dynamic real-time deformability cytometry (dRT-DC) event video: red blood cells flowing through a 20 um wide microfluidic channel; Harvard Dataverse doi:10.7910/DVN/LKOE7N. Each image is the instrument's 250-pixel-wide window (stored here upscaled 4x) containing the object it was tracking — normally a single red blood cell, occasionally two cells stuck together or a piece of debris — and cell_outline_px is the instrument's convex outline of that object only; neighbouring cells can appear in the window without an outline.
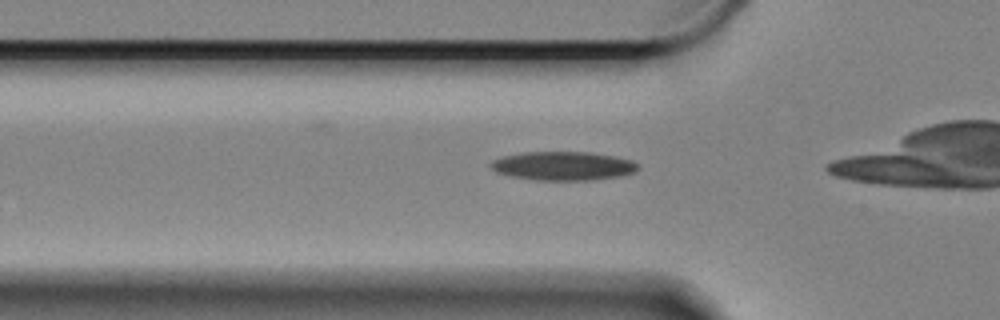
{"species": "Egyptian fruit bat (a non-hibernating species)", "species_latin": "Rousettus aegyptiacus", "temperature_condition": "cold", "stored_images_in_passage": 30, "camera_frame_rate_fps": 3000, "um_per_image_px": 0.085, "animal": {"sex": "female"}, "frame": {"image": 1, "passage_image": 2, "time_ms": 0.333, "image_size_px": [1000, 320], "cell_outline_px": [[640, 168], [636, 172], [620, 176], [592, 180], [536, 180], [512, 176], [496, 172], [488, 164], [492, 160], [504, 156], [524, 152], [588, 152], [612, 156], [632, 160], [640, 164]], "centroid_in_image_um": [47.9, 14.1], "position_along_channel_um": 77.9, "area_um2": 24.74}}
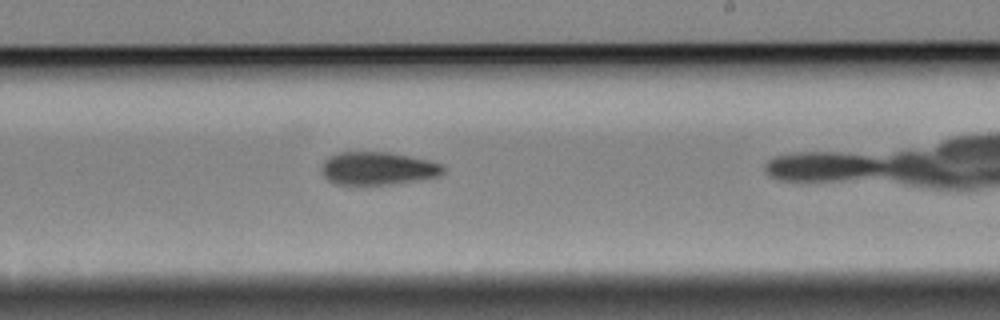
{"frame": {"image": 2, "passage_image": 18, "time_ms": 5.667, "image_size_px": [1000, 320], "cell_outline_px": [[444, 172], [440, 176], [392, 184], [336, 184], [328, 180], [320, 172], [320, 168], [324, 160], [328, 156], [340, 152], [388, 152], [428, 160], [440, 164], [444, 168]], "centroid_in_image_um": [32.07, 14.31], "position_along_channel_um": 256.9, "area_um2": 23.29}}
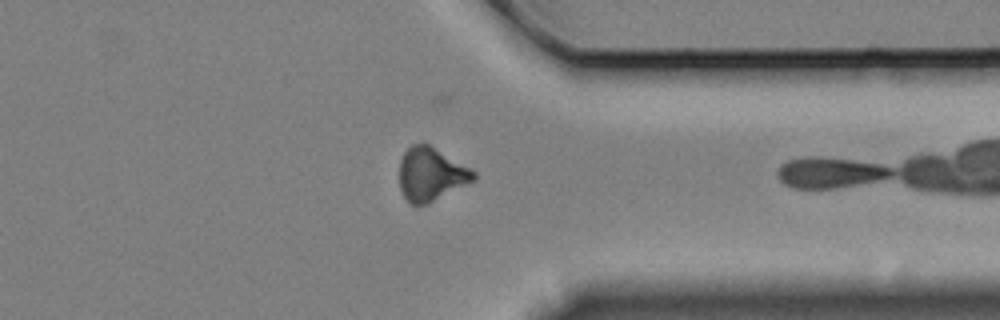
{"frame": {"image": 3, "passage_image": 29, "time_ms": 9.333, "image_size_px": [1000, 320], "cell_outline_px": [[476, 180], [428, 204], [412, 204], [404, 196], [400, 188], [400, 160], [404, 152], [412, 144], [428, 144], [472, 168], [476, 172]], "centroid_in_image_um": [36.67, 14.81], "position_along_channel_um": 374.7, "area_um2": 23.06}}